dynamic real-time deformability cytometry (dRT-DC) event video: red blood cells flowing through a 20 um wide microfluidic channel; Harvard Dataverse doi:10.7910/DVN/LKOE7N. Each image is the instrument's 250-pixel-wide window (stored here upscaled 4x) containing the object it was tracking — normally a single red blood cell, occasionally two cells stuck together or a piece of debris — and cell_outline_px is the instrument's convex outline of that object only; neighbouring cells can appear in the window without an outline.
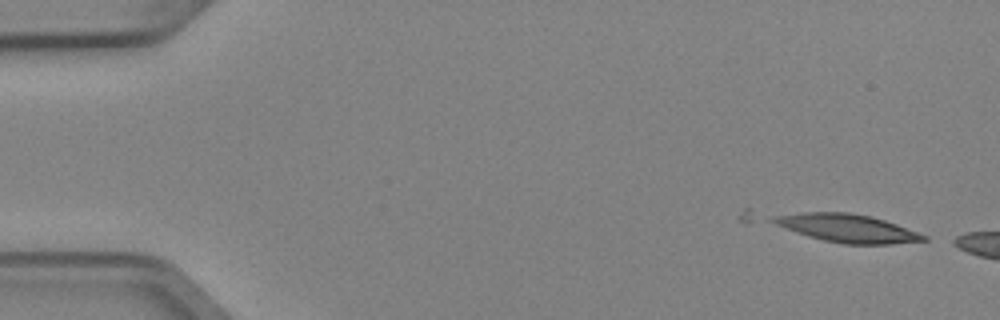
{"species": "Egyptian fruit bat (a non-hibernating species)", "species_latin": "Rousettus aegyptiacus", "temperature_condition": "cold", "stored_images_in_passage": 2, "camera_frame_rate_fps": 3000, "um_per_image_px": 0.085, "animal": {"sex": "female"}, "frame": {"image": 1, "passage_image": 2, "time_ms": 0.333, "image_size_px": [1000, 320], "cell_outline_px": [[928, 240], [888, 244], [844, 244], [824, 240], [808, 236], [796, 232], [764, 220], [772, 216], [804, 212], [848, 212], [872, 216], [896, 224], [928, 236]], "centroid_in_image_um": [71.98, 19.38], "position_along_channel_um": 13.0, "area_um2": 24.62}}